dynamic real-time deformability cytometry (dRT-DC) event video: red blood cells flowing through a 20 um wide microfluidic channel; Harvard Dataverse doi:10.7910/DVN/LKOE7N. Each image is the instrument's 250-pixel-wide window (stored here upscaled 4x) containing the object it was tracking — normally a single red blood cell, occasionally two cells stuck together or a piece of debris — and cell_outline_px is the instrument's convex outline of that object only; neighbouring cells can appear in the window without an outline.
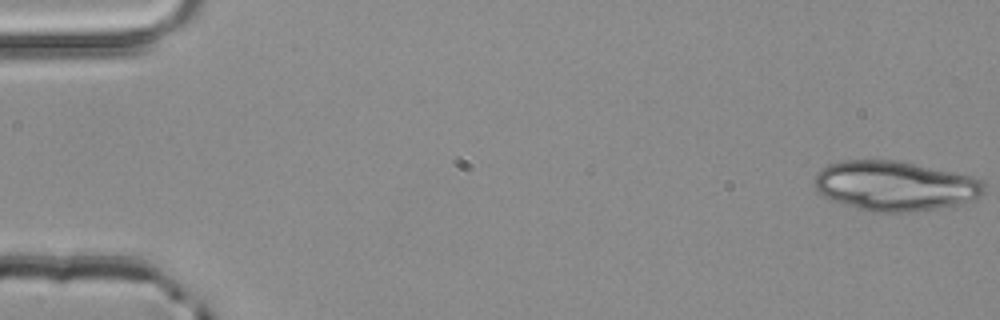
{"species": "common noctule bat (a hibernating species)", "species_latin": "Nyctalus noctula", "temperature_condition": "room temperature", "stored_images_in_passage": 5, "camera_frame_rate_fps": 3000, "um_per_image_px": 0.085, "animal": {"sex": "male", "body_mass_g": 20.4}, "frame": {"image": 1, "passage_image": 1, "time_ms": 0.0, "image_size_px": [1000, 320], "cell_outline_px": [[984, 192], [980, 196], [972, 200], [960, 204], [912, 212], [872, 212], [856, 208], [832, 200], [824, 196], [812, 184], [812, 180], [828, 164], [840, 160], [896, 160], [972, 176], [984, 180]], "centroid_in_image_um": [76.07, 15.8], "position_along_channel_um": 8.9, "area_um2": 49.19}}